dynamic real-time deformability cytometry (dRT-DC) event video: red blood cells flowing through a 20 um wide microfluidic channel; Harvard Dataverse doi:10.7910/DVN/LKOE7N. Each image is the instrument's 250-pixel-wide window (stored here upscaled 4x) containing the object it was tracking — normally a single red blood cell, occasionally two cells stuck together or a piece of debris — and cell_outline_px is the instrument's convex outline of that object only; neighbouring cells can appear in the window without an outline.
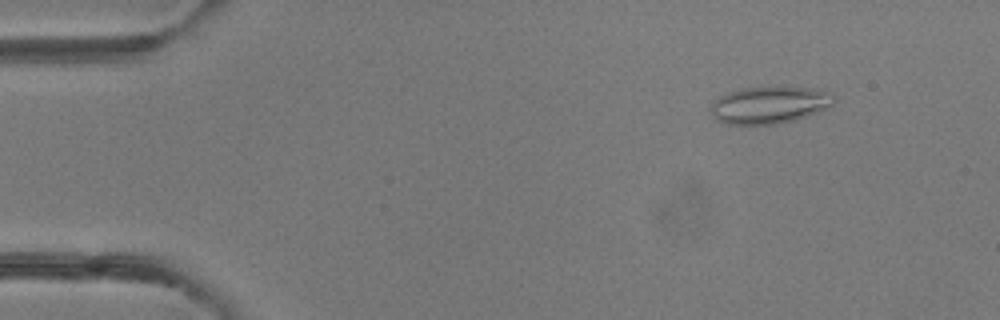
{"species": "common noctule bat (a hibernating species)", "species_latin": "Nyctalus noctula", "temperature_condition": "room temperature", "stored_images_in_passage": 49, "camera_frame_rate_fps": 3000, "um_per_image_px": 0.085, "animal": {"sex": "female"}, "frame": {"image": 1, "passage_image": 6, "time_ms": 1.667, "image_size_px": [1000, 320], "cell_outline_px": [[836, 100], [832, 104], [816, 112], [796, 120], [776, 124], [728, 124], [716, 120], [712, 116], [712, 104], [720, 96], [728, 92], [744, 88], [788, 84], [812, 88], [824, 92], [832, 96]], "centroid_in_image_um": [65.39, 8.89], "position_along_channel_um": 19.6, "area_um2": 26.88}}
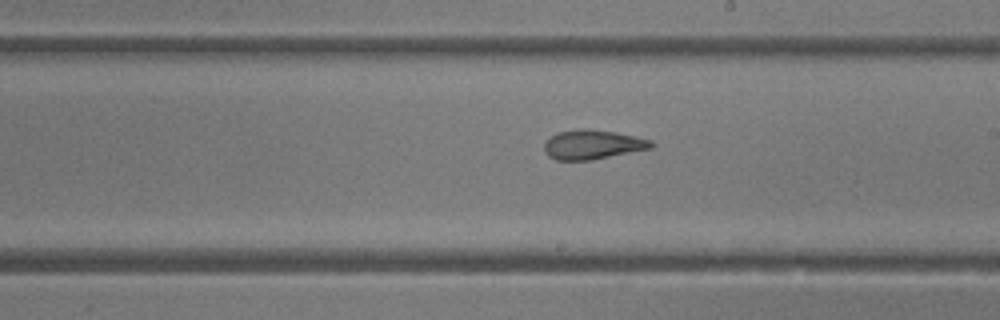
{"frame": {"image": 2, "passage_image": 28, "time_ms": 9.0, "image_size_px": [1000, 320], "cell_outline_px": [[656, 144], [652, 148], [592, 160], [556, 160], [548, 156], [544, 152], [544, 144], [556, 132], [576, 128], [588, 128], [616, 132], [636, 136], [652, 140]], "centroid_in_image_um": [50.39, 12.28], "position_along_channel_um": 238.6, "area_um2": 18.61}}
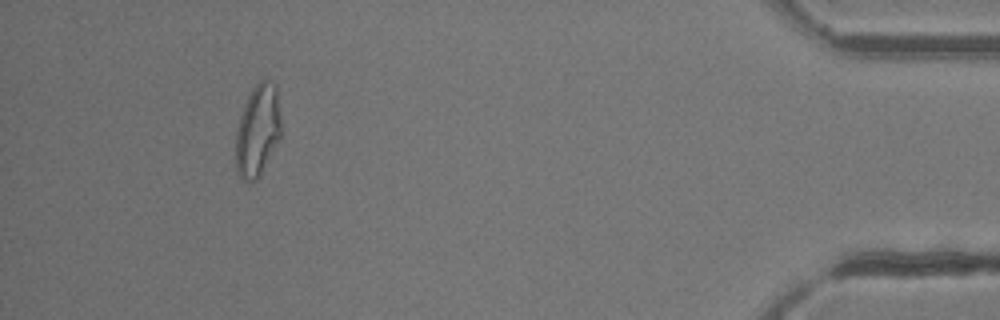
{"frame": {"image": 3, "passage_image": 45, "time_ms": 14.667, "image_size_px": [1000, 320], "cell_outline_px": [[280, 136], [260, 176], [252, 184], [244, 180], [236, 172], [236, 128], [244, 104], [252, 88], [260, 80], [268, 80], [276, 84], [280, 120]], "centroid_in_image_um": [21.88, 11.11], "position_along_channel_um": 413.3, "area_um2": 24.22}, "authors_computed_cell_mechanics": {"area_um2": 21.6172, "velocity_mm_per_s": 4.2519, "shape_relaxation_time_tau1_ms": null, "shape_relaxation_time_tau2_ms": 1.2647, "deformation_change_tau1": null, "deformation_change_tau2": 0.0849}}